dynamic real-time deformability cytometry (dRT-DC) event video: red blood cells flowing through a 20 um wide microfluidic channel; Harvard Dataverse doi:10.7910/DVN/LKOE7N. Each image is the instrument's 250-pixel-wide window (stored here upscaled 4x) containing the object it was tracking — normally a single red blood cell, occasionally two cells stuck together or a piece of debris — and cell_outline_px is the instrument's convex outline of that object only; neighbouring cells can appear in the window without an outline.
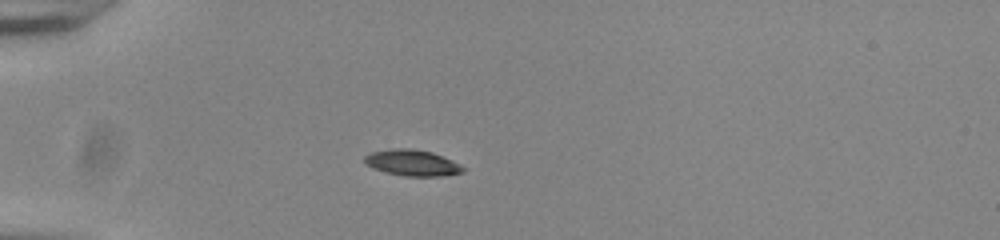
{"species": "common noctule bat (a hibernating species)", "species_latin": "Nyctalus noctula", "temperature_condition": "room temperature", "stored_images_in_passage": 39, "camera_frame_rate_fps": 3000, "um_per_image_px": 0.085, "animal": {"sex": "male", "body_mass_g": 20.0, "forearm_length_mm": 53.3}, "frame": {"image": 1, "passage_image": 1, "time_ms": 0.0, "image_size_px": [1000, 240], "cell_outline_px": [[468, 168], [464, 172], [444, 176], [404, 176], [372, 168], [364, 164], [364, 156], [372, 152], [392, 148], [412, 148], [432, 152], [452, 160]], "centroid_in_image_um": [35.07, 13.84], "position_along_channel_um": 49.9, "area_um2": 15.14}}
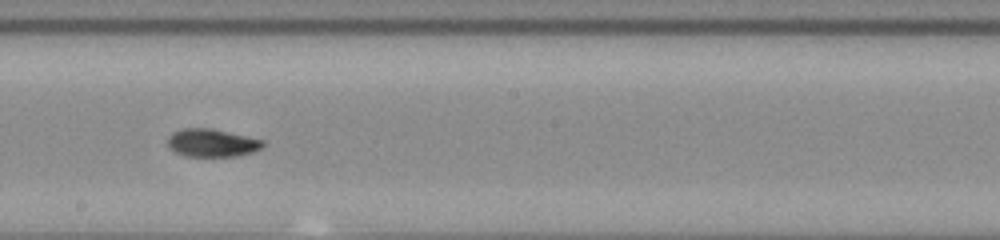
{"frame": {"image": 2, "passage_image": 17, "time_ms": 5.333, "image_size_px": [1000, 240], "cell_outline_px": [[264, 148], [252, 152], [236, 156], [184, 156], [168, 148], [168, 136], [172, 132], [184, 128], [212, 128], [248, 136], [264, 140]], "centroid_in_image_um": [18.02, 12.14], "position_along_channel_um": 230.2, "area_um2": 15.66}}
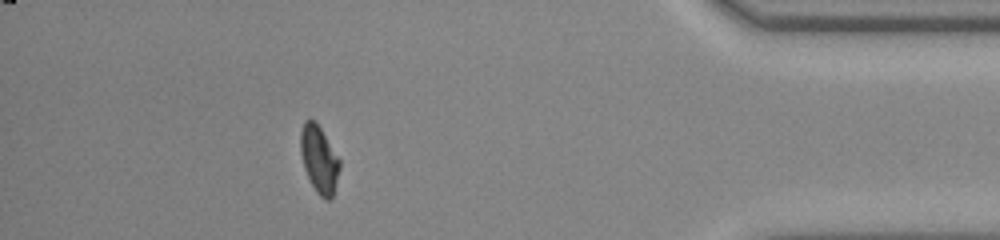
{"frame": {"image": 3, "passage_image": 34, "time_ms": 11.0, "image_size_px": [1000, 240], "cell_outline_px": [[340, 168], [332, 196], [328, 200], [324, 200], [316, 192], [304, 168], [300, 152], [300, 132], [304, 120], [308, 116], [320, 128], [340, 160]], "centroid_in_image_um": [27.1, 13.53], "position_along_channel_um": 408.1, "area_um2": 15.14}, "authors_computed_cell_mechanics": {"area_um2": 15.317, "velocity_mm_per_s": 3.842, "shape_relaxation_time_tau1_ms": 6.2874, "shape_relaxation_time_tau2_ms": 2.1296, "deformation_change_tau1": 0.1862, "deformation_change_tau2": 0.0418}}